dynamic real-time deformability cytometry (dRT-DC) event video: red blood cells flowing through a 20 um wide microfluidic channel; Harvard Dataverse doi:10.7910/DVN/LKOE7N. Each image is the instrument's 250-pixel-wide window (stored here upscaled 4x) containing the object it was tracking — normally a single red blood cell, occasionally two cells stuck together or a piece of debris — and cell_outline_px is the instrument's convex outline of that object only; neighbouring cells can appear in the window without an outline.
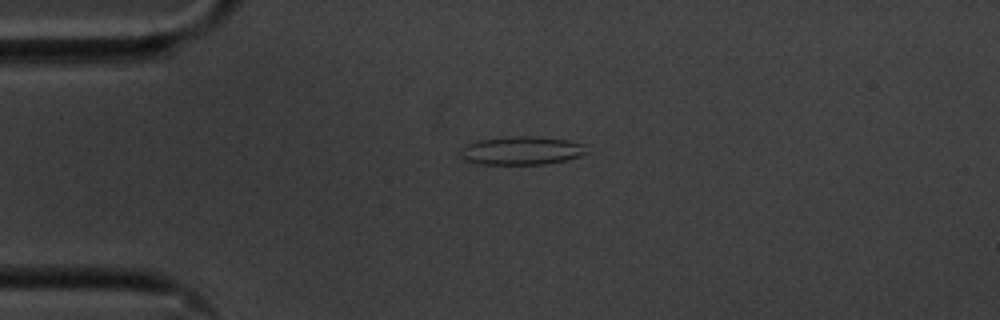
{"species": "common noctule bat (a hibernating species)", "species_latin": "Nyctalus noctula", "temperature_condition": "cold", "stored_images_in_passage": 43, "camera_frame_rate_fps": 3000, "um_per_image_px": 0.085, "animal": {"sex": "male", "body_mass_g": 20.1, "forearm_length_mm": 53.5}, "frame": {"image": 1, "passage_image": 1, "time_ms": 0.0, "image_size_px": [1000, 320], "cell_outline_px": [[588, 152], [580, 156], [564, 160], [544, 164], [476, 164], [464, 160], [460, 156], [460, 148], [468, 144], [480, 140], [520, 136], [528, 136], [568, 140], [584, 144]], "centroid_in_image_um": [44.31, 12.81], "position_along_channel_um": 40.7, "area_um2": 20.69}}
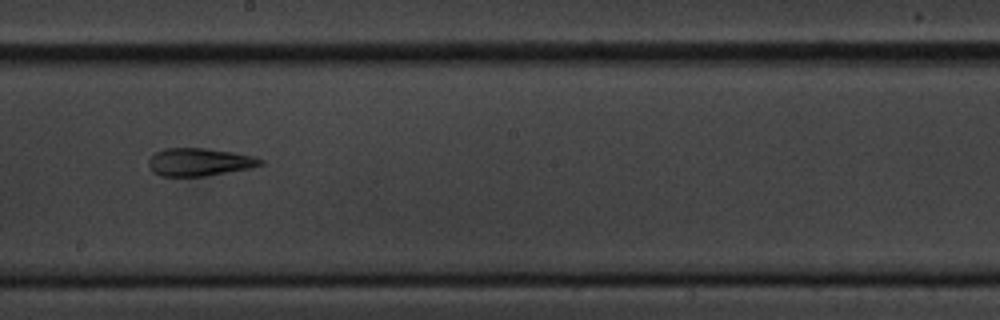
{"frame": {"image": 2, "passage_image": 19, "time_ms": 6.0, "image_size_px": [1000, 320], "cell_outline_px": [[264, 164], [252, 168], [204, 176], [160, 176], [152, 172], [148, 164], [148, 160], [156, 152], [164, 148], [204, 148], [232, 152], [252, 156], [264, 160]], "centroid_in_image_um": [16.94, 13.78], "position_along_channel_um": 231.3, "area_um2": 18.15}}
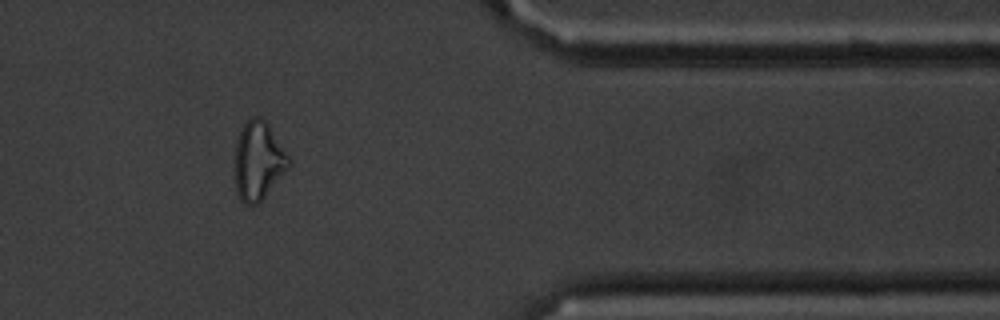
{"frame": {"image": 3, "passage_image": 34, "time_ms": 11.0, "image_size_px": [1000, 320], "cell_outline_px": [[292, 164], [260, 204], [244, 204], [240, 200], [236, 192], [236, 144], [240, 132], [244, 124], [252, 116], [260, 116], [268, 124], [292, 160]], "centroid_in_image_um": [22.0, 13.7], "position_along_channel_um": 389.4, "area_um2": 24.74}, "authors_computed_cell_mechanics": {"area_um2": 18.3804, "velocity_mm_per_s": 3.5775, "shape_relaxation_time_tau1_ms": null, "shape_relaxation_time_tau2_ms": 4.1925, "deformation_change_tau1": null, "deformation_change_tau2": 0.1289}}